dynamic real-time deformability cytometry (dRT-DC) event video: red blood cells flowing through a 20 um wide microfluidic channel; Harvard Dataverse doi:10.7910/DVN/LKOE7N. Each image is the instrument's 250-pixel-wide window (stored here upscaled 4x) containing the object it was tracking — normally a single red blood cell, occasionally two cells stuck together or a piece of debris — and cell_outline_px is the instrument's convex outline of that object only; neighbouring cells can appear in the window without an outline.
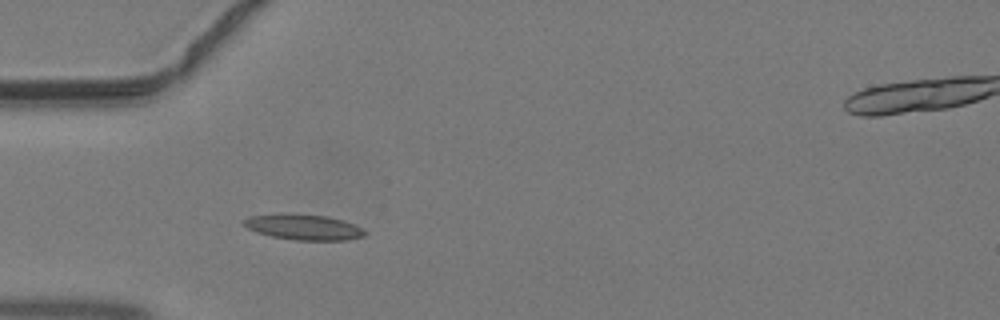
{"species": "common noctule bat (a hibernating species)", "species_latin": "Nyctalus noctula", "temperature_condition": "warm", "stored_images_in_passage": 33, "segment_of_instrument_passage": [1, 2], "camera_frame_rate_fps": 3000, "um_per_image_px": 0.085, "animal": {"sex": "male", "body_mass_g": 19.2, "forearm_length_mm": 51.8}, "frame": {"image": 1, "passage_image": 1, "time_ms": 0.0, "image_size_px": [1000, 320], "cell_outline_px": [[368, 232], [364, 236], [348, 240], [296, 240], [272, 236], [256, 232], [240, 224], [244, 220], [252, 216], [280, 212], [288, 212], [324, 216], [344, 220]], "centroid_in_image_um": [25.77, 19.28], "position_along_channel_um": 59.2, "area_um2": 18.21}}
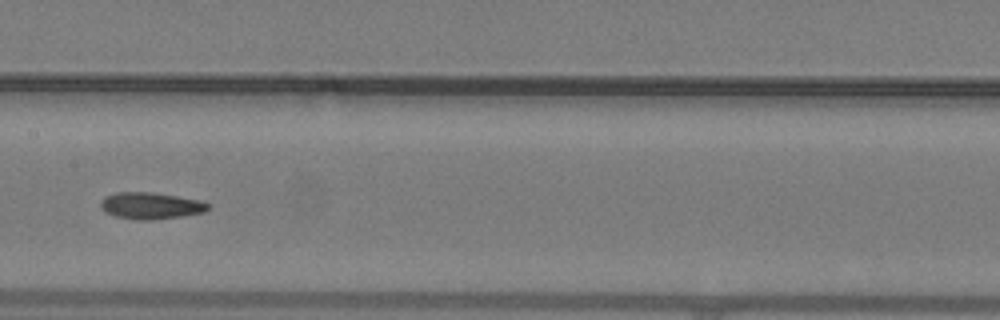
{"frame": {"image": 2, "passage_image": 10, "time_ms": 3.0, "image_size_px": [1000, 320], "cell_outline_px": [[208, 208], [204, 212], [180, 216], [152, 220], [136, 220], [112, 216], [104, 212], [100, 208], [100, 200], [104, 196], [116, 192], [152, 192], [200, 200], [208, 204]], "centroid_in_image_um": [12.72, 17.49], "position_along_channel_um": 194.7, "area_um2": 16.82}}
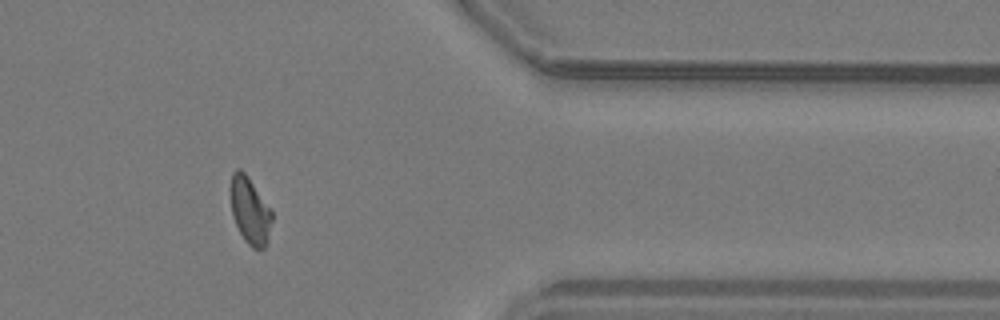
{"frame": {"image": 3, "passage_image": 24, "time_ms": 7.667, "image_size_px": [1000, 320], "cell_outline_px": [[272, 220], [268, 244], [264, 248], [252, 248], [244, 240], [232, 216], [232, 172], [236, 168], [240, 168], [248, 176], [272, 212]], "centroid_in_image_um": [21.27, 17.94], "position_along_channel_um": 390.1, "area_um2": 15.84}}